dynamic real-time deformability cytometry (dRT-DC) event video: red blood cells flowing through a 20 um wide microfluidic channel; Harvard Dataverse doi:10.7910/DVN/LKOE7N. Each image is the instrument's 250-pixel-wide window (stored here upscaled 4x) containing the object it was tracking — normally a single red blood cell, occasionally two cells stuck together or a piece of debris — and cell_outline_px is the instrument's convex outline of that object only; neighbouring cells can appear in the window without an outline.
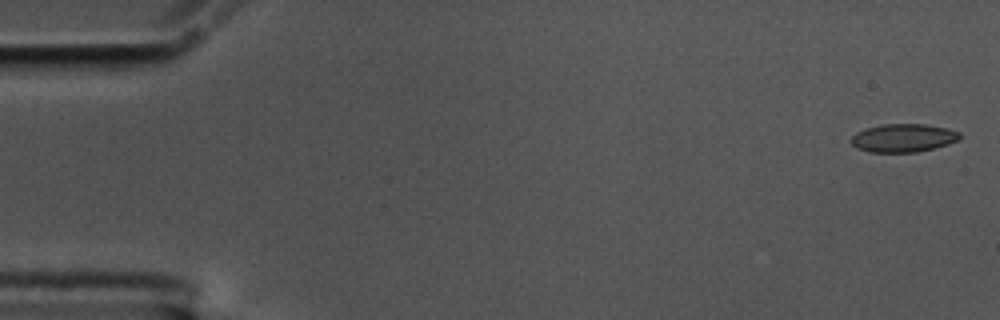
{"species": "common noctule bat (a hibernating species)", "species_latin": "Nyctalus noctula", "temperature_condition": "cold", "stored_images_in_passage": 56, "camera_frame_rate_fps": 3000, "um_per_image_px": 0.085, "animal": {"sex": "male", "body_mass_g": 17.5, "forearm_length_mm": 52.3}, "frame": {"image": 1, "passage_image": 1, "time_ms": 0.0, "image_size_px": [1000, 320], "cell_outline_px": [[960, 136], [956, 140], [948, 144], [916, 152], [868, 152], [856, 148], [852, 144], [852, 136], [856, 132], [880, 124], [924, 124], [944, 128], [960, 132]], "centroid_in_image_um": [76.73, 11.73], "position_along_channel_um": 8.3, "area_um2": 17.63}}
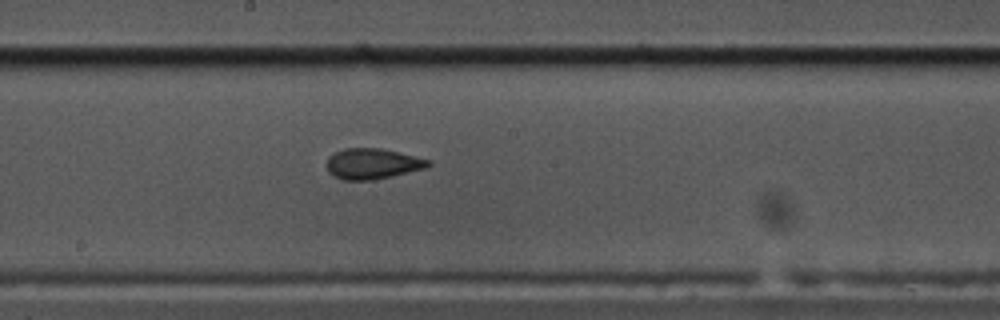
{"frame": {"image": 2, "passage_image": 30, "time_ms": 9.667, "image_size_px": [1000, 320], "cell_outline_px": [[432, 164], [424, 168], [372, 180], [344, 180], [332, 176], [328, 172], [328, 156], [344, 148], [380, 148], [432, 160]], "centroid_in_image_um": [31.64, 13.91], "position_along_channel_um": 216.6, "area_um2": 17.92}}
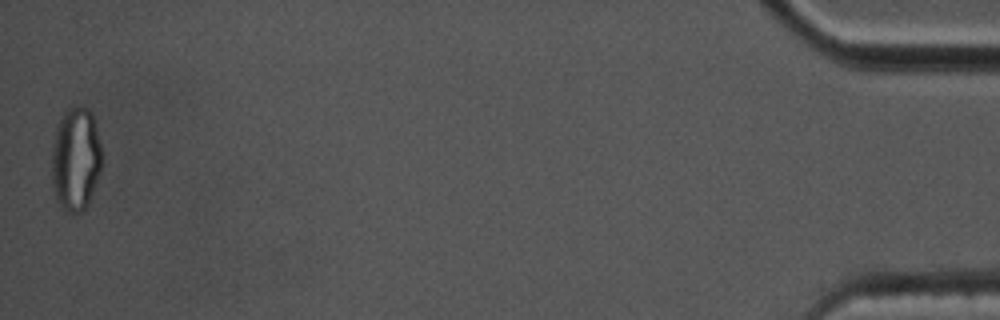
{"frame": {"image": 3, "passage_image": 56, "time_ms": 18.333, "image_size_px": [1000, 320], "cell_outline_px": [[100, 172], [88, 204], [80, 212], [68, 212], [56, 200], [52, 188], [52, 144], [56, 128], [64, 112], [68, 108], [88, 108], [92, 112], [100, 144]], "centroid_in_image_um": [6.41, 13.53], "position_along_channel_um": 428.8, "area_um2": 29.94}, "authors_computed_cell_mechanics": {"area_um2": 18.2359, "velocity_mm_per_s": 3.5349, "shape_relaxation_time_tau1_ms": 6.0648, "shape_relaxation_time_tau2_ms": 1.7886, "deformation_change_tau1": 0.1689, "deformation_change_tau2": 0.078}}